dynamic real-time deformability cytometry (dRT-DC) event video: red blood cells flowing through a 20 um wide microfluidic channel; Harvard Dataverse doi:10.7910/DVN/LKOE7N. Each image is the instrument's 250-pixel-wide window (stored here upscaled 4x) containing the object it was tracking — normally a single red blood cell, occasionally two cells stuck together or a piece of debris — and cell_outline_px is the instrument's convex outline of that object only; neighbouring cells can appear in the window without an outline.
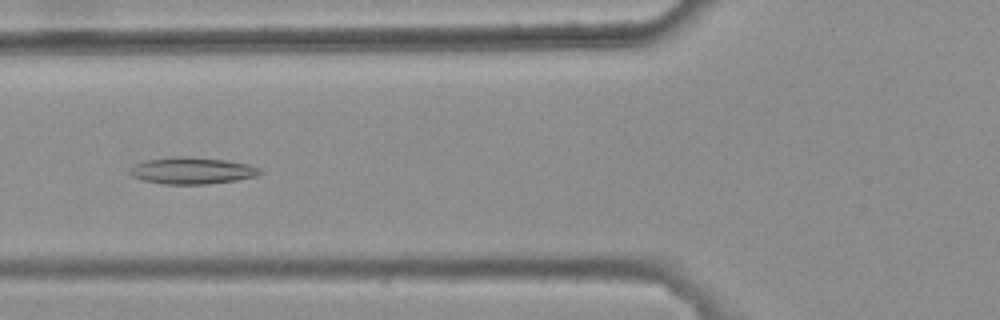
{"species": "common noctule bat (a hibernating species)", "species_latin": "Nyctalus noctula", "temperature_condition": "warm", "stored_images_in_passage": 5, "camera_frame_rate_fps": 3000, "um_per_image_px": 0.085, "animal": {"sex": "female", "body_mass_g": 25.1}, "frame": {"image": 1, "passage_image": 5, "time_ms": 1.333, "image_size_px": [1000, 320], "cell_outline_px": [[264, 172], [256, 176], [236, 180], [208, 184], [164, 184], [144, 180], [132, 176], [128, 172], [136, 164], [144, 160], [172, 156], [184, 156], [228, 160], [248, 164], [260, 168]], "centroid_in_image_um": [16.35, 14.49], "position_along_channel_um": 109.5, "area_um2": 20.35}}